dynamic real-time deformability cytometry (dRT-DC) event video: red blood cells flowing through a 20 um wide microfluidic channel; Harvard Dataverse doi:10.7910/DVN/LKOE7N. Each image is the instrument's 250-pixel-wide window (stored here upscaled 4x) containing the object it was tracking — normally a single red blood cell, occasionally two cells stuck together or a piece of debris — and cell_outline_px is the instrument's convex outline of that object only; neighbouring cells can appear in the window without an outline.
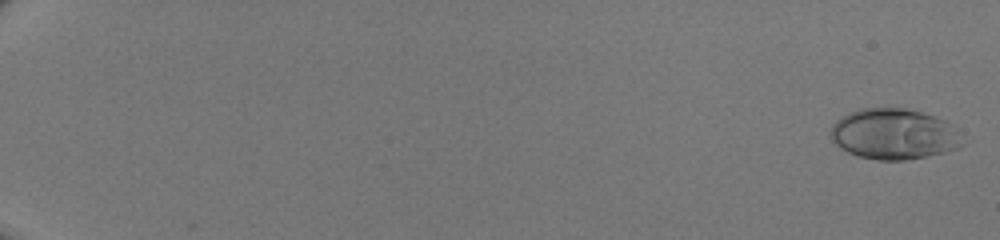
{"species": "human", "species_latin": "Homo sapiens", "temperature_condition": "room temperature", "stored_images_in_passage": 50, "camera_frame_rate_fps": 3000, "um_per_image_px": 0.085, "donor": {"sex": "male"}, "frame": {"image": 1, "passage_image": 1, "time_ms": 0.0, "image_size_px": [1000, 240], "cell_outline_px": [[964, 144], [956, 148], [944, 152], [908, 160], [876, 160], [860, 156], [848, 152], [840, 148], [828, 136], [828, 132], [832, 124], [836, 120], [852, 112], [864, 108], [904, 108], [920, 112], [944, 120], [956, 132]], "centroid_in_image_um": [75.91, 11.41], "position_along_channel_um": 9.1, "area_um2": 38.49}}
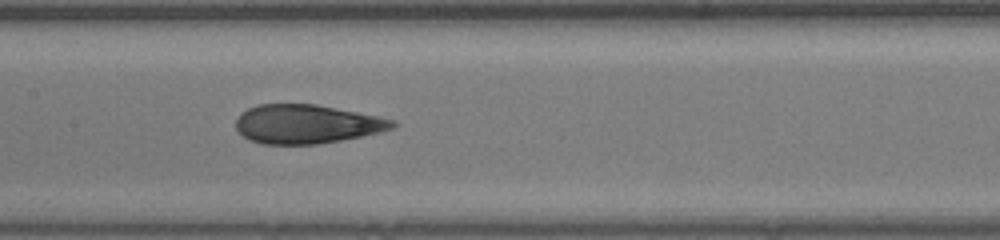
{"frame": {"image": 2, "passage_image": 29, "time_ms": 9.333, "image_size_px": [1000, 240], "cell_outline_px": [[396, 124], [392, 128], [380, 132], [340, 140], [316, 144], [264, 144], [248, 140], [236, 128], [236, 116], [240, 112], [256, 104], [316, 104], [396, 120]], "centroid_in_image_um": [26.01, 10.54], "position_along_channel_um": 181.4, "area_um2": 35.37}}
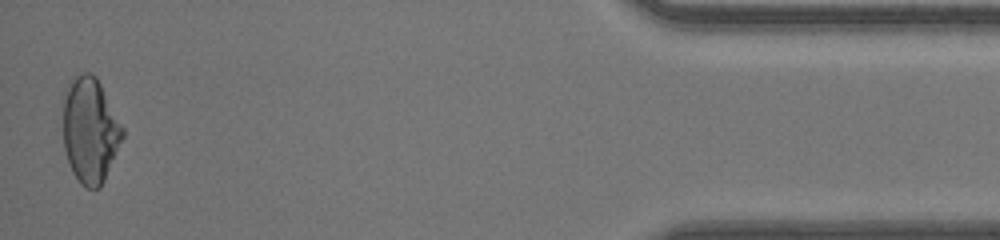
{"frame": {"image": 3, "passage_image": 50, "time_ms": 16.333, "image_size_px": [1000, 240], "cell_outline_px": [[124, 136], [104, 180], [100, 188], [88, 188], [80, 184], [72, 172], [68, 164], [64, 148], [64, 100], [68, 80], [76, 72], [92, 72], [96, 76], [124, 128]], "centroid_in_image_um": [7.65, 11.04], "position_along_channel_um": 427.6, "area_um2": 36.76}}